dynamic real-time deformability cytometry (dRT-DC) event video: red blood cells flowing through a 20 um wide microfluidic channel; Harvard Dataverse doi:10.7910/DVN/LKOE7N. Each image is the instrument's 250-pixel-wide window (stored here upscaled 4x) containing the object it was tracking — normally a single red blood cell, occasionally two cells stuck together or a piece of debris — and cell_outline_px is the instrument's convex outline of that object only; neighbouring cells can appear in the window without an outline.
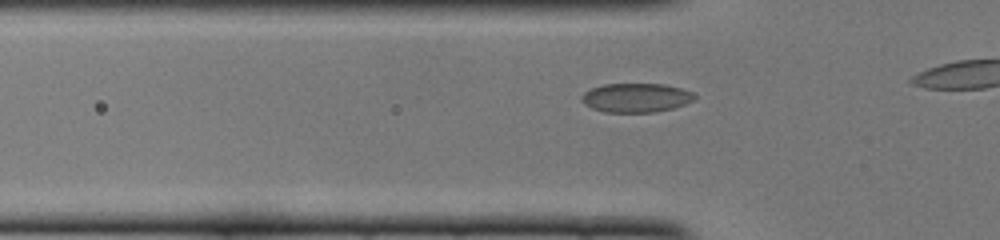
{"species": "common noctule bat (a hibernating species)", "species_latin": "Nyctalus noctula", "temperature_condition": "cold", "stored_images_in_passage": 13, "camera_frame_rate_fps": 3000, "um_per_image_px": 0.085, "animal": {"sex": "female", "body_mass_g": 22.0, "forearm_length_mm": 56.7}, "frame": {"image": 1, "passage_image": 8, "time_ms": 2.333, "image_size_px": [1000, 240], "cell_outline_px": [[696, 96], [692, 100], [684, 104], [672, 108], [656, 112], [604, 112], [592, 108], [584, 104], [580, 100], [580, 96], [584, 92], [592, 88], [604, 84], [664, 84], [680, 88], [692, 92]], "centroid_in_image_um": [54.02, 8.31], "position_along_channel_um": 71.8, "area_um2": 19.07}}